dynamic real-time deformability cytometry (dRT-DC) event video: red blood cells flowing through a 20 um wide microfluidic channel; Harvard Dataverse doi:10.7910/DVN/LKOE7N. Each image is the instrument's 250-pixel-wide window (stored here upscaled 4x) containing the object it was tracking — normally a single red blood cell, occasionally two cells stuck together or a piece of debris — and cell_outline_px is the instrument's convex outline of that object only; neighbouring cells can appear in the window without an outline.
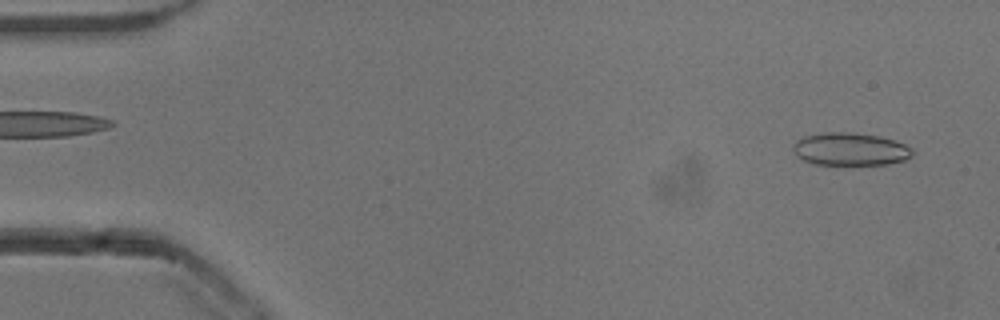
{"species": "common noctule bat (a hibernating species)", "species_latin": "Nyctalus noctula", "temperature_condition": "cold", "stored_images_in_passage": 52, "camera_frame_rate_fps": 3000, "um_per_image_px": 0.085, "animal": {"sex": "male", "body_mass_g": 13.3}, "frame": {"image": 1, "passage_image": 2, "time_ms": 0.333, "image_size_px": [1000, 320], "cell_outline_px": [[912, 156], [904, 160], [888, 164], [816, 164], [804, 160], [796, 156], [792, 148], [792, 144], [796, 140], [804, 136], [824, 132], [848, 132], [880, 136], [904, 144], [912, 148]], "centroid_in_image_um": [72.24, 12.67], "position_along_channel_um": 12.8, "area_um2": 22.72}}
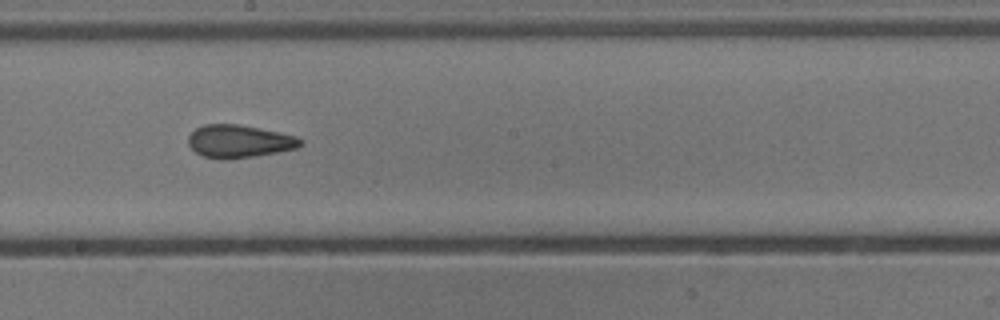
{"frame": {"image": 2, "passage_image": 28, "time_ms": 9.0, "image_size_px": [1000, 320], "cell_outline_px": [[304, 144], [296, 148], [276, 152], [228, 160], [224, 160], [204, 156], [196, 152], [188, 144], [188, 136], [196, 128], [204, 124], [236, 124], [260, 128], [280, 132], [296, 136], [304, 140]], "centroid_in_image_um": [20.34, 12.01], "position_along_channel_um": 227.9, "area_um2": 21.44}}
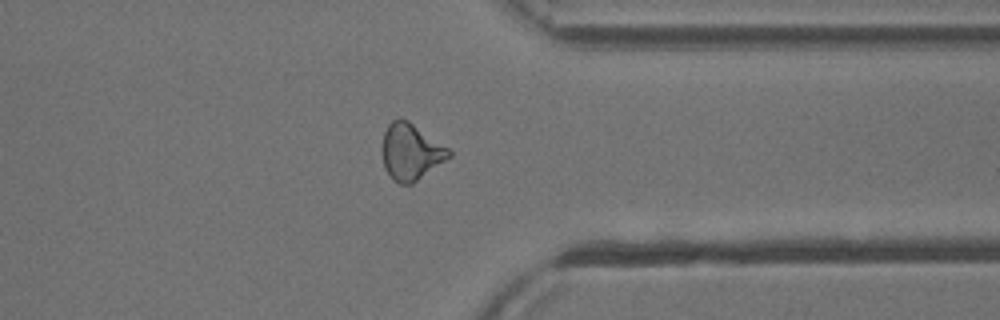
{"frame": {"image": 3, "passage_image": 40, "time_ms": 13.0, "image_size_px": [1000, 320], "cell_outline_px": [[452, 156], [412, 184], [400, 184], [392, 180], [384, 168], [384, 132], [388, 124], [392, 120], [400, 116], [408, 120], [448, 148], [452, 152]], "centroid_in_image_um": [34.93, 12.91], "position_along_channel_um": 376.5, "area_um2": 21.73}, "authors_computed_cell_mechanics": {"area_um2": 21.7328, "velocity_mm_per_s": 3.8583, "shape_relaxation_time_tau1_ms": null, "shape_relaxation_time_tau2_ms": 2.1371, "deformation_change_tau1": null, "deformation_change_tau2": 0.1019}}